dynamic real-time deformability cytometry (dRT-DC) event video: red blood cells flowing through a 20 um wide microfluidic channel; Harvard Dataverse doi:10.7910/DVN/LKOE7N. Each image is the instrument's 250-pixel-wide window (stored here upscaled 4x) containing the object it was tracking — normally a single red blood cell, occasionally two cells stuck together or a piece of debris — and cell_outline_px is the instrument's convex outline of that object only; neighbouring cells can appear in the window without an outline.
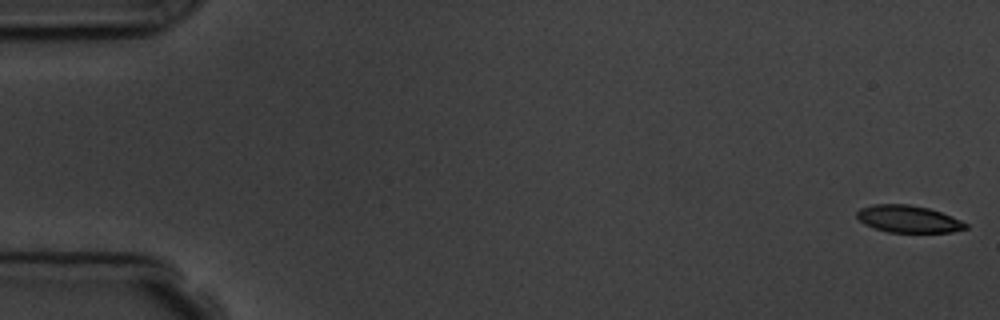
{"species": "common noctule bat (a hibernating species)", "species_latin": "Nyctalus noctula", "temperature_condition": "room temperature", "stored_images_in_passage": 8, "camera_frame_rate_fps": 3000, "um_per_image_px": 0.085, "animal": {"sex": "male", "body_mass_g": 19.5, "forearm_length_mm": 54.6}, "frame": {"image": 1, "passage_image": 1, "time_ms": 0.0, "image_size_px": [1000, 320], "cell_outline_px": [[968, 228], [952, 232], [888, 232], [864, 224], [856, 216], [856, 212], [860, 208], [872, 204], [908, 204], [928, 208], [940, 212], [960, 220], [968, 224]], "centroid_in_image_um": [77.19, 18.61], "position_along_channel_um": 7.8, "area_um2": 17.11}}
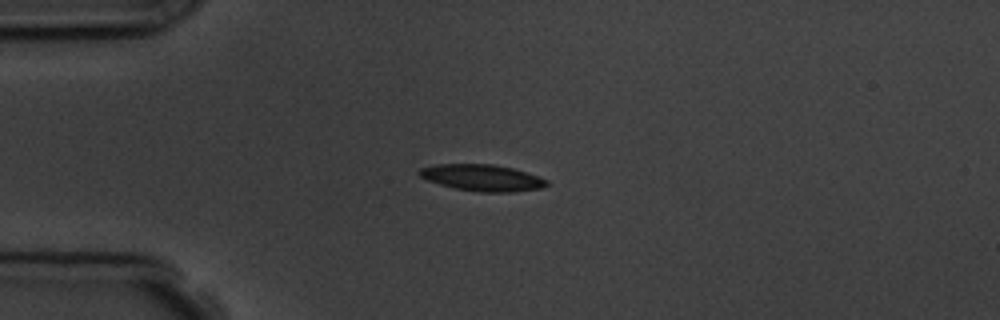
{"frame": {"image": 2, "passage_image": 5, "time_ms": 4.333, "image_size_px": [1000, 320], "cell_outline_px": [[548, 184], [540, 188], [512, 192], [480, 192], [456, 188], [440, 184], [428, 180], [420, 176], [416, 172], [420, 168], [436, 164], [492, 164], [512, 168], [548, 180]], "centroid_in_image_um": [40.95, 15.1], "position_along_channel_um": 44.1, "area_um2": 19.42}}